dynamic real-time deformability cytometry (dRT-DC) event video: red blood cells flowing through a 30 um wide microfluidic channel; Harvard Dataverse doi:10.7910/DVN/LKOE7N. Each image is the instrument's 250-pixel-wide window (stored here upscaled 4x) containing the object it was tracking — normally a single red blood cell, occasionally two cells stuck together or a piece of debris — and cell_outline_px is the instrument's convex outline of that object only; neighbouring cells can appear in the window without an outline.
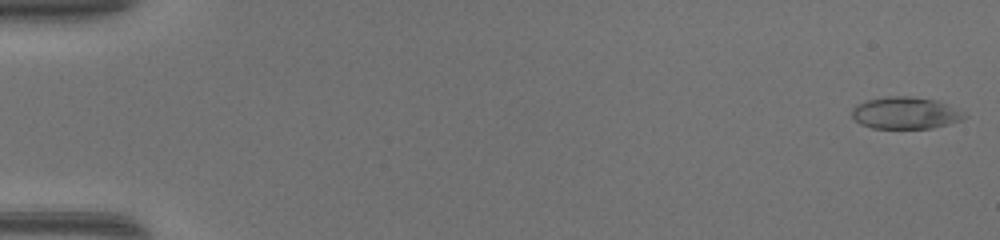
{"species": "common noctule bat (a hibernating species)", "species_latin": "Nyctalus noctula", "temperature_condition": "warm", "stored_images_in_passage": 48, "camera_frame_rate_fps": 3000, "um_per_image_px": 0.085, "animal": {"sex": "female", "body_mass_g": 17.0, "forearm_length_mm": 48.0}, "frame": {"image": 1, "passage_image": 1, "time_ms": 0.0, "image_size_px": [1000, 240], "cell_outline_px": [[968, 116], [964, 120], [932, 128], [872, 128], [860, 124], [852, 116], [852, 108], [856, 104], [868, 100], [884, 96], [908, 96], [936, 100], [948, 104]], "centroid_in_image_um": [76.96, 9.6], "position_along_channel_um": 8.0, "area_um2": 20.98}}
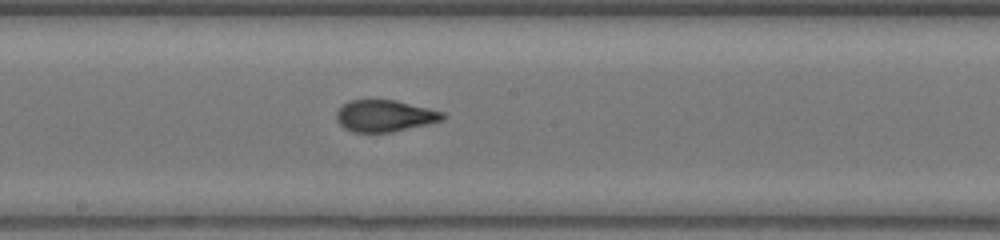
{"frame": {"image": 2, "passage_image": 27, "time_ms": 8.667, "image_size_px": [1000, 240], "cell_outline_px": [[448, 116], [444, 120], [428, 124], [392, 132], [352, 132], [344, 128], [336, 120], [336, 112], [348, 100], [396, 100], [444, 112]], "centroid_in_image_um": [32.72, 9.85], "position_along_channel_um": 215.5, "area_um2": 19.71}}
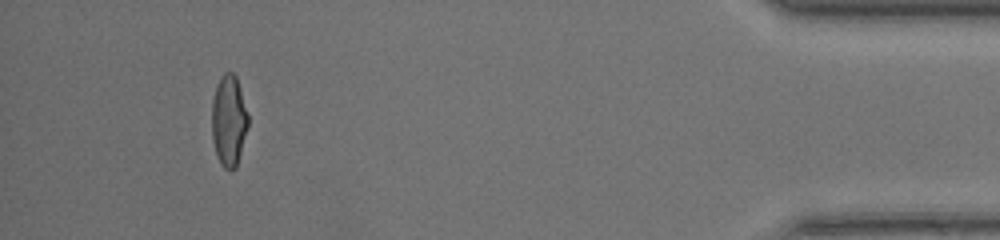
{"frame": {"image": 3, "passage_image": 45, "time_ms": 14.667, "image_size_px": [1000, 240], "cell_outline_px": [[248, 128], [236, 168], [232, 172], [224, 168], [220, 164], [216, 156], [212, 140], [212, 100], [216, 84], [220, 76], [224, 72], [232, 72], [236, 76], [248, 116]], "centroid_in_image_um": [19.43, 10.29], "position_along_channel_um": 415.8, "area_um2": 19.54}, "authors_computed_cell_mechanics": {"area_um2": 19.941, "velocity_mm_per_s": 4.3896, "shape_relaxation_time_tau1_ms": null, "shape_relaxation_time_tau2_ms": 0.7939, "deformation_change_tau1": null, "deformation_change_tau2": 0.0722}}